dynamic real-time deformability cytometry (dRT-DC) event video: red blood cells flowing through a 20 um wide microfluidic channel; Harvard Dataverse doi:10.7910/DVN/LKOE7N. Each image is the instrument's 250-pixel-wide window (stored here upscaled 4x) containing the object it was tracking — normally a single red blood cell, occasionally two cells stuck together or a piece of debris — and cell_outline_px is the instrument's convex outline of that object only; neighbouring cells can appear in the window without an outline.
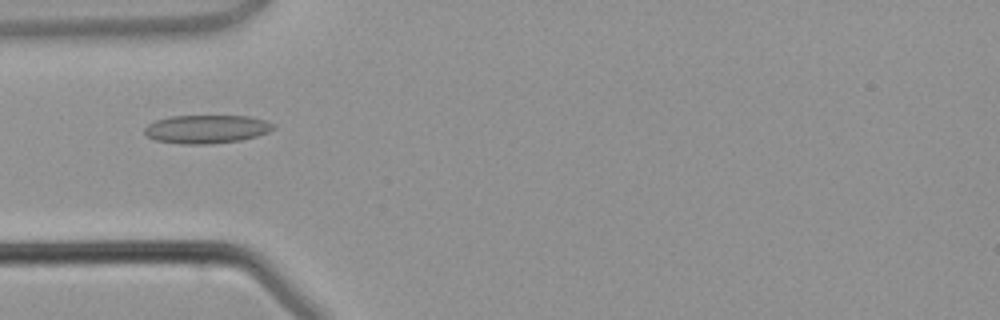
{"species": "common noctule bat (a hibernating species)", "species_latin": "Nyctalus noctula", "temperature_condition": "warm", "stored_images_in_passage": 3, "camera_frame_rate_fps": 3000, "um_per_image_px": 0.085, "animal": {"sex": "male", "body_mass_g": 21.5, "forearm_length_mm": 52.0}, "frame": {"image": 1, "passage_image": 3, "time_ms": 2.667, "image_size_px": [1000, 320], "cell_outline_px": [[276, 128], [268, 132], [256, 136], [240, 140], [208, 144], [180, 144], [156, 140], [148, 136], [144, 132], [144, 128], [148, 124], [156, 120], [168, 116], [248, 116], [264, 120], [276, 124]], "centroid_in_image_um": [17.56, 10.97], "position_along_channel_um": 67.4, "area_um2": 21.33}}